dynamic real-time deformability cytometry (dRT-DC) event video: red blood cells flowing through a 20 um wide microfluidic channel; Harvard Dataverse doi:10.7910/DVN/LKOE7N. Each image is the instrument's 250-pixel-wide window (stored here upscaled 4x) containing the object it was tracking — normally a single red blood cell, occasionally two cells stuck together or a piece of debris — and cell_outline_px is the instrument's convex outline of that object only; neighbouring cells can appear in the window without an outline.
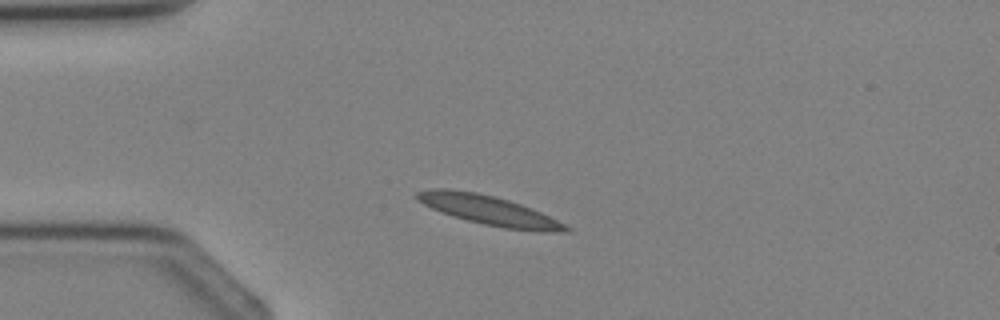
{"species": "Egyptian fruit bat (a non-hibernating species)", "species_latin": "Rousettus aegyptiacus", "temperature_condition": "cold", "stored_images_in_passage": 2, "camera_frame_rate_fps": 3000, "um_per_image_px": 0.085, "animal": {"sex": "female"}, "frame": {"image": 1, "passage_image": 1, "time_ms": 0.0, "image_size_px": [1000, 320], "cell_outline_px": [[572, 232], [540, 232], [504, 228], [484, 224], [452, 216], [440, 212], [424, 204], [412, 196], [416, 192], [428, 188], [448, 188], [476, 192], [496, 196], [532, 208], [572, 228]], "centroid_in_image_um": [41.54, 17.87], "position_along_channel_um": 43.5, "area_um2": 25.66}}